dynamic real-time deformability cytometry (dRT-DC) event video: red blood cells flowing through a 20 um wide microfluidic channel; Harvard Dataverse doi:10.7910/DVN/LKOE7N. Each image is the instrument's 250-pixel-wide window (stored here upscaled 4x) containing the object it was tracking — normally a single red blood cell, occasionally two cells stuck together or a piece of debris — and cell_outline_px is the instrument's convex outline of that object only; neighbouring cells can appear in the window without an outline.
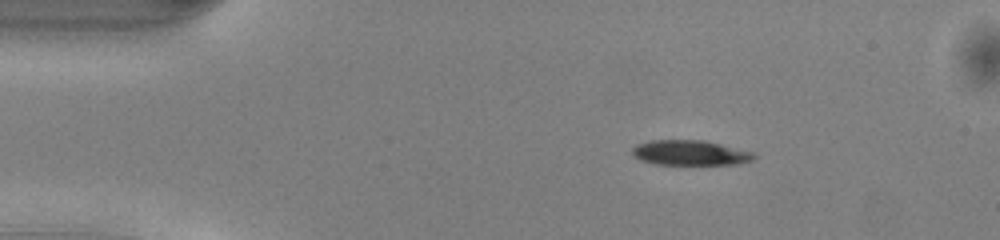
{"species": "common noctule bat (a hibernating species)", "species_latin": "Nyctalus noctula", "temperature_condition": "warm", "stored_images_in_passage": 43, "camera_frame_rate_fps": 3000, "um_per_image_px": 0.085, "animal": {"sex": "male", "body_mass_g": 13.0, "forearm_length_mm": 53.1}, "frame": {"image": 1, "passage_image": 1, "time_ms": 0.0, "image_size_px": [1000, 240], "cell_outline_px": [[756, 156], [752, 160], [740, 164], [656, 164], [640, 160], [632, 156], [632, 148], [636, 144], [652, 140], [704, 140], [756, 152]], "centroid_in_image_um": [58.68, 12.98], "position_along_channel_um": 26.3, "area_um2": 17.92}}
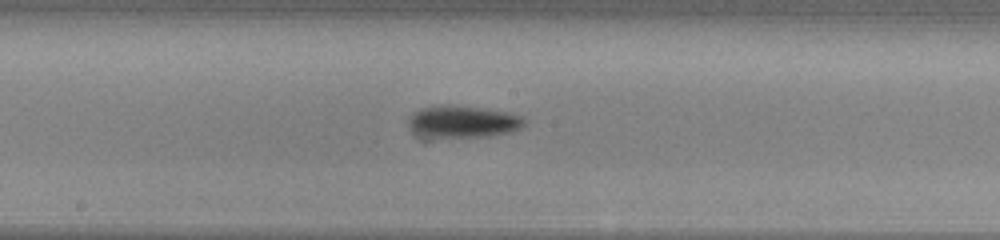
{"frame": {"image": 2, "passage_image": 19, "time_ms": 6.0, "image_size_px": [1000, 240], "cell_outline_px": [[524, 124], [520, 128], [512, 132], [488, 136], [428, 140], [424, 140], [412, 132], [408, 124], [408, 120], [412, 112], [420, 108], [440, 104], [476, 108], [504, 112], [520, 116], [524, 120]], "centroid_in_image_um": [39.19, 10.4], "position_along_channel_um": 209.0, "area_um2": 22.31}}
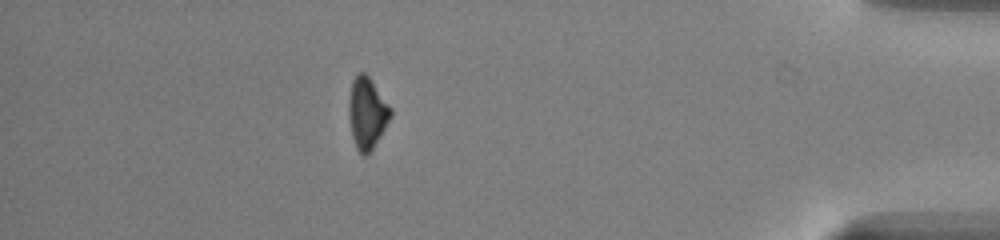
{"frame": {"image": 3, "passage_image": 37, "time_ms": 12.0, "image_size_px": [1000, 240], "cell_outline_px": [[392, 116], [368, 156], [364, 156], [356, 148], [352, 136], [348, 116], [348, 100], [352, 80], [360, 72], [364, 72], [368, 76], [392, 108]], "centroid_in_image_um": [31.19, 9.62], "position_along_channel_um": 404.0, "area_um2": 17.46}, "authors_computed_cell_mechanics": {"area_um2": 19.1896, "velocity_mm_per_s": 4.0838, "shape_relaxation_time_tau1_ms": 1.5126, "shape_relaxation_time_tau2_ms": null, "deformation_change_tau1": 0.1129, "deformation_change_tau2": null}}